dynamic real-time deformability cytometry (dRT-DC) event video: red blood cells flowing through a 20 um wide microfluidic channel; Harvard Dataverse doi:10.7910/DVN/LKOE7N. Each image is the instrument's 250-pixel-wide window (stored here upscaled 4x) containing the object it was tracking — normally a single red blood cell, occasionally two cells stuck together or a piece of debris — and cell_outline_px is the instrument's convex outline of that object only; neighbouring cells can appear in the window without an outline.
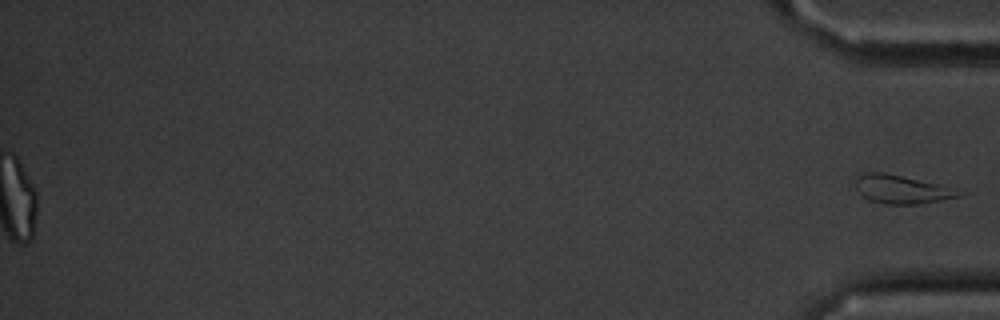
{"species": "common noctule bat (a hibernating species)", "species_latin": "Nyctalus noctula", "temperature_condition": "cold", "stored_images_in_passage": 51, "segment_of_instrument_passage": [2, 2], "camera_frame_rate_fps": 3000, "um_per_image_px": 0.085, "animal": {"sex": "male", "body_mass_g": 20.1, "forearm_length_mm": 53.5}, "frame": {"image": 1, "passage_image": 51, "time_ms": 16.667, "image_size_px": [1000, 320], "cell_outline_px": [[968, 192], [960, 196], [924, 204], [884, 204], [868, 200], [856, 188], [856, 176], [864, 172], [884, 172], [936, 184]], "centroid_in_image_um": [76.65, 16.1], "position_along_channel_um": 358.6, "area_um2": 17.11}}